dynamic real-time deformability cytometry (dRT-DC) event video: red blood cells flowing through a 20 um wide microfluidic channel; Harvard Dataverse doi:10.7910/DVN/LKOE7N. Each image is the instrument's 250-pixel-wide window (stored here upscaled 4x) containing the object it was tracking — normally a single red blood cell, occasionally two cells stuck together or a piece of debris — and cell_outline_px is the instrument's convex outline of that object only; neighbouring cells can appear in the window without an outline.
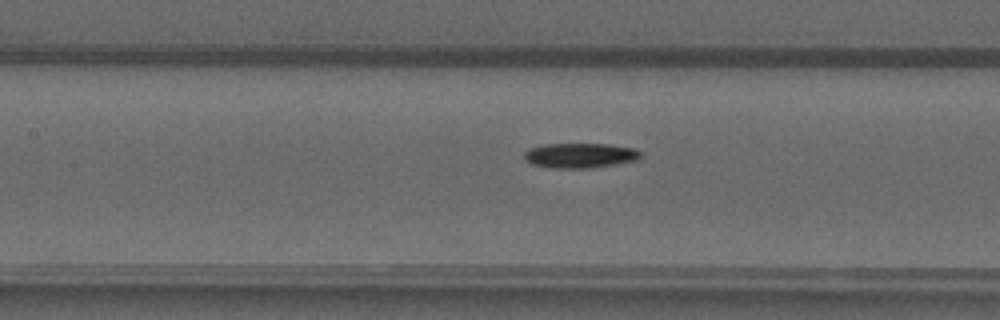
{"species": "common noctule bat (a hibernating species)", "species_latin": "Nyctalus noctula", "temperature_condition": "warm", "stored_images_in_passage": 34, "camera_frame_rate_fps": 3000, "um_per_image_px": 0.085, "animal": {"sex": "male", "forearm_length_mm": 52.5}, "frame": {"image": 1, "passage_image": 7, "time_ms": 2.0, "image_size_px": [1000, 320], "cell_outline_px": [[640, 156], [636, 160], [616, 164], [588, 168], [552, 168], [532, 164], [524, 160], [524, 152], [528, 148], [544, 144], [608, 144], [632, 148], [640, 152]], "centroid_in_image_um": [49.24, 13.21], "position_along_channel_um": 158.2, "area_um2": 16.82}}
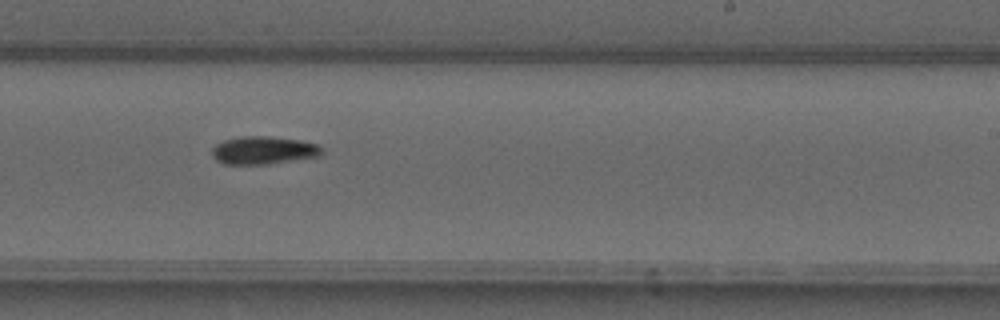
{"frame": {"image": 2, "passage_image": 15, "time_ms": 4.667, "image_size_px": [1000, 320], "cell_outline_px": [[324, 152], [320, 156], [268, 164], [224, 164], [216, 160], [212, 156], [212, 148], [216, 144], [224, 140], [240, 136], [264, 136], [300, 140], [320, 144], [324, 148]], "centroid_in_image_um": [22.43, 12.77], "position_along_channel_um": 266.6, "area_um2": 18.03}}
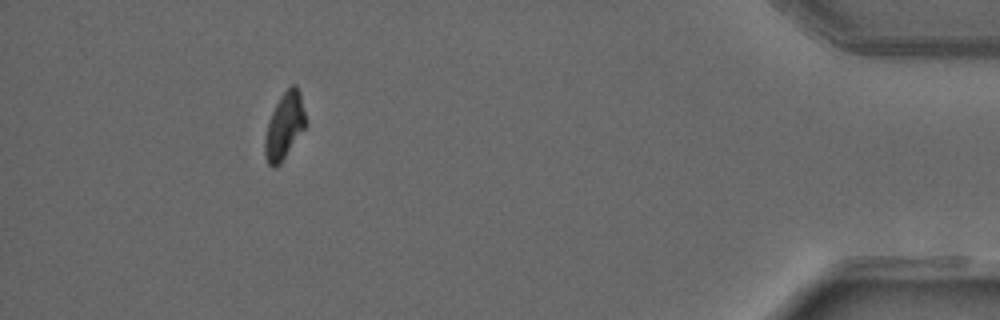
{"frame": {"image": 3, "passage_image": 30, "time_ms": 9.667, "image_size_px": [1000, 320], "cell_outline_px": [[308, 124], [280, 164], [276, 168], [272, 168], [268, 164], [264, 156], [264, 140], [268, 124], [272, 112], [280, 96], [292, 84], [296, 84], [300, 92]], "centroid_in_image_um": [24.19, 10.73], "position_along_channel_um": 411.0, "area_um2": 15.95}}